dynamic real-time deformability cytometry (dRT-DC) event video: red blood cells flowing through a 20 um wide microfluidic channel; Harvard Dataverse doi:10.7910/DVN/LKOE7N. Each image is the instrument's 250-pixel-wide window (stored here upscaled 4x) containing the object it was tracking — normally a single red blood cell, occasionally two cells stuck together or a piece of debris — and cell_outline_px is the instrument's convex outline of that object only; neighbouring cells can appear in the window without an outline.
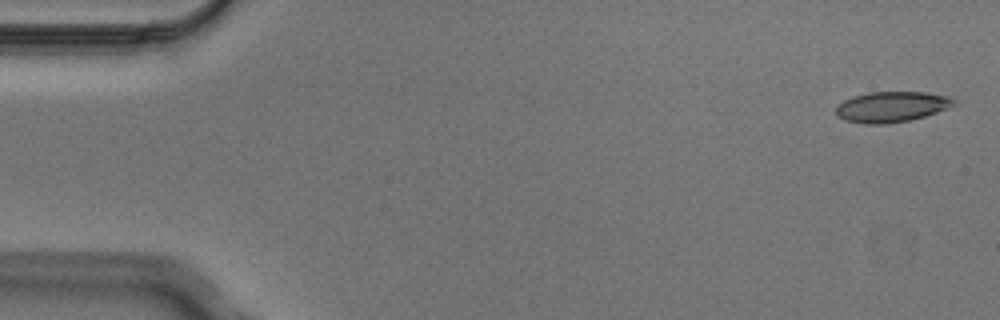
{"species": "Egyptian fruit bat (a non-hibernating species)", "species_latin": "Rousettus aegyptiacus", "temperature_condition": "cold", "stored_images_in_passage": 5, "camera_frame_rate_fps": 3000, "um_per_image_px": 0.085, "animal": {"sex": "male"}, "frame": {"image": 1, "passage_image": 1, "time_ms": 0.0, "image_size_px": [1000, 320], "cell_outline_px": [[956, 104], [948, 108], [924, 116], [908, 120], [884, 124], [864, 124], [844, 120], [836, 116], [836, 108], [844, 100], [852, 96], [872, 92], [924, 92], [952, 96], [956, 100]], "centroid_in_image_um": [75.8, 9.07], "position_along_channel_um": 9.2, "area_um2": 21.04}}